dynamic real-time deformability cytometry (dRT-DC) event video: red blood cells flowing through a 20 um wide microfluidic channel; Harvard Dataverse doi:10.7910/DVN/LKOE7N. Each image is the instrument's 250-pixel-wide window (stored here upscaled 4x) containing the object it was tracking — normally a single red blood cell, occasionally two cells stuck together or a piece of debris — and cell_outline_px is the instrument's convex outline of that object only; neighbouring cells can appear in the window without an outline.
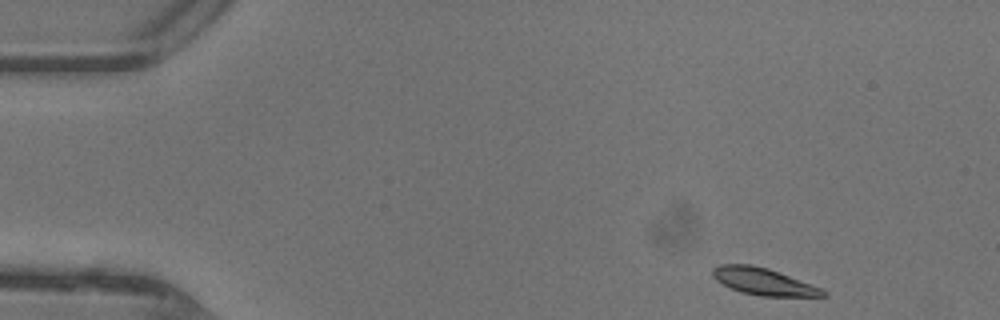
{"species": "common noctule bat (a hibernating species)", "species_latin": "Nyctalus noctula", "temperature_condition": "warm", "stored_images_in_passage": 16, "camera_frame_rate_fps": 3000, "um_per_image_px": 0.085, "animal": {"sex": "female"}, "frame": {"image": 1, "passage_image": 1, "time_ms": 0.0, "image_size_px": [1000, 320], "cell_outline_px": [[828, 296], [760, 296], [740, 292], [716, 280], [712, 276], [712, 268], [720, 264], [752, 264], [768, 268], [820, 288], [828, 292]], "centroid_in_image_um": [64.86, 23.92], "position_along_channel_um": 20.1, "area_um2": 17.17}}
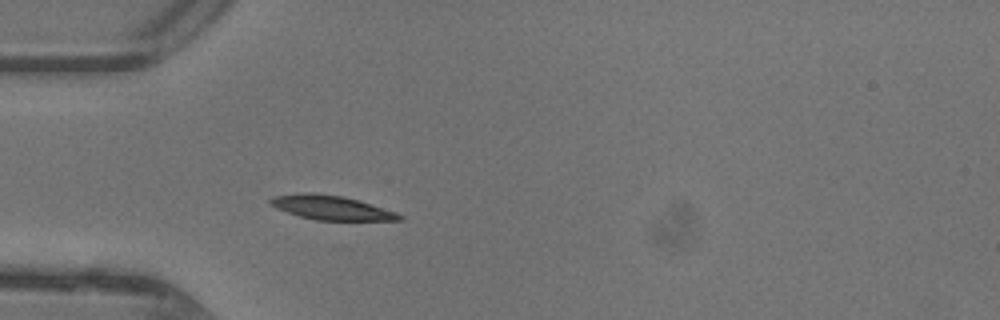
{"frame": {"image": 2, "passage_image": 10, "time_ms": 3.0, "image_size_px": [1000, 320], "cell_outline_px": [[404, 220], [316, 220], [300, 216], [276, 208], [268, 204], [268, 200], [272, 196], [300, 192], [312, 192], [344, 196], [396, 212], [404, 216]], "centroid_in_image_um": [28.11, 17.63], "position_along_channel_um": 56.9, "area_um2": 18.26}}
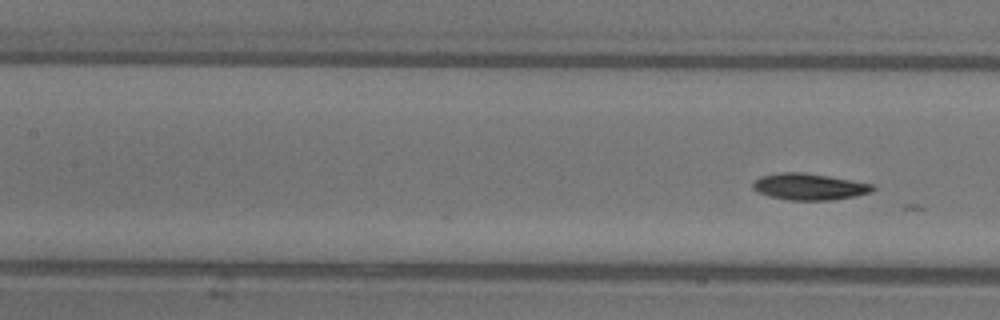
{"frame": {"image": 3, "passage_image": 16, "time_ms": 5.0, "image_size_px": [1000, 320], "cell_outline_px": [[876, 188], [872, 192], [856, 196], [832, 200], [788, 200], [768, 196], [756, 192], [752, 188], [752, 184], [760, 176], [780, 172], [804, 172], [828, 176], [872, 184]], "centroid_in_image_um": [68.76, 15.87], "position_along_channel_um": 138.6, "area_um2": 18.61}}